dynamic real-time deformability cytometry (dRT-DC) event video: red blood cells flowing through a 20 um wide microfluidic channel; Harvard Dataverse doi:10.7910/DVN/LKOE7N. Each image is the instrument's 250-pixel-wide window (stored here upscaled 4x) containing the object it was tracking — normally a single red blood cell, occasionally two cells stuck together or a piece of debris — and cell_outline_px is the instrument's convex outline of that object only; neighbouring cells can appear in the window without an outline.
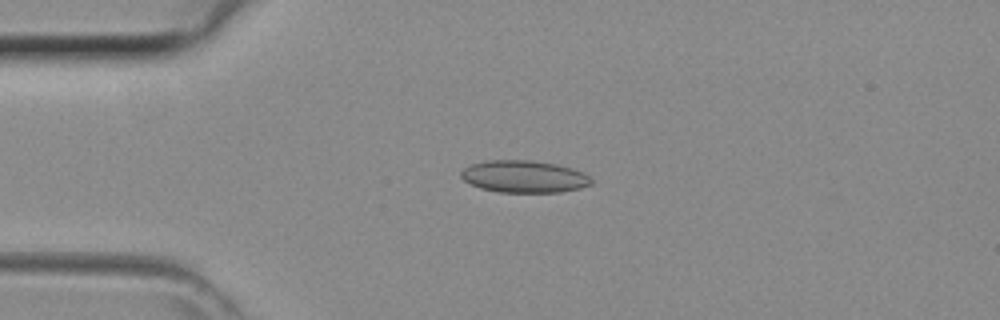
{"species": "common noctule bat (a hibernating species)", "species_latin": "Nyctalus noctula", "temperature_condition": "room temperature", "stored_images_in_passage": 35, "camera_frame_rate_fps": 3000, "um_per_image_px": 0.085, "animal": {"sex": "female", "body_mass_g": 29.2, "forearm_length_mm": 56.3}, "frame": {"image": 1, "passage_image": 2, "time_ms": 0.333, "image_size_px": [1000, 320], "cell_outline_px": [[592, 184], [580, 188], [560, 192], [500, 192], [480, 188], [464, 180], [460, 176], [460, 172], [464, 168], [472, 164], [488, 160], [532, 160], [556, 164], [572, 168], [584, 172], [592, 180]], "centroid_in_image_um": [44.56, 15.0], "position_along_channel_um": 40.4, "area_um2": 24.39}}
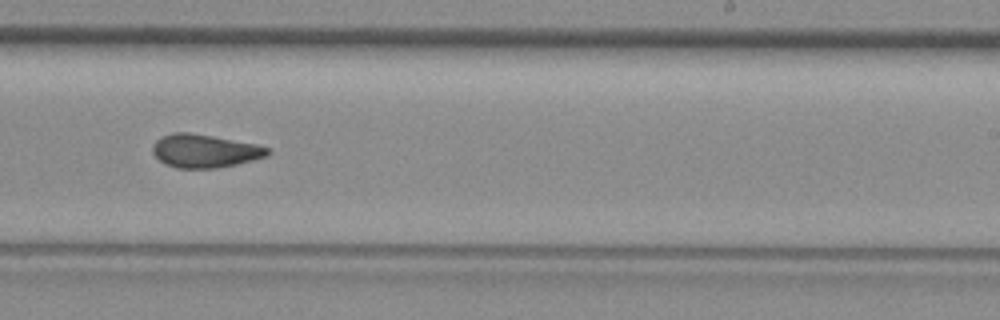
{"frame": {"image": 2, "passage_image": 18, "time_ms": 5.667, "image_size_px": [1000, 320], "cell_outline_px": [[272, 152], [268, 156], [236, 164], [216, 168], [176, 168], [164, 164], [152, 152], [152, 148], [156, 140], [172, 132], [188, 132], [212, 136], [256, 144], [268, 148]], "centroid_in_image_um": [17.4, 12.83], "position_along_channel_um": 271.6, "area_um2": 22.2}}
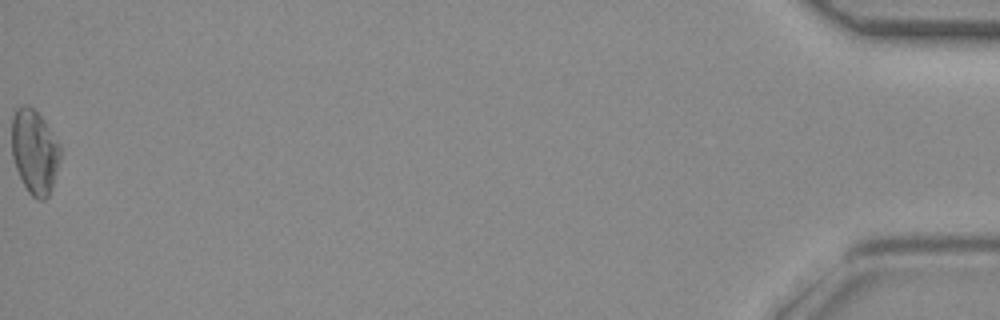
{"frame": {"image": 3, "passage_image": 35, "time_ms": 11.333, "image_size_px": [1000, 320], "cell_outline_px": [[60, 156], [52, 188], [48, 196], [44, 200], [36, 200], [28, 192], [16, 168], [12, 156], [12, 116], [16, 108], [24, 104], [28, 104], [44, 120], [60, 144]], "centroid_in_image_um": [2.93, 12.89], "position_along_channel_um": 432.3, "area_um2": 23.81}}